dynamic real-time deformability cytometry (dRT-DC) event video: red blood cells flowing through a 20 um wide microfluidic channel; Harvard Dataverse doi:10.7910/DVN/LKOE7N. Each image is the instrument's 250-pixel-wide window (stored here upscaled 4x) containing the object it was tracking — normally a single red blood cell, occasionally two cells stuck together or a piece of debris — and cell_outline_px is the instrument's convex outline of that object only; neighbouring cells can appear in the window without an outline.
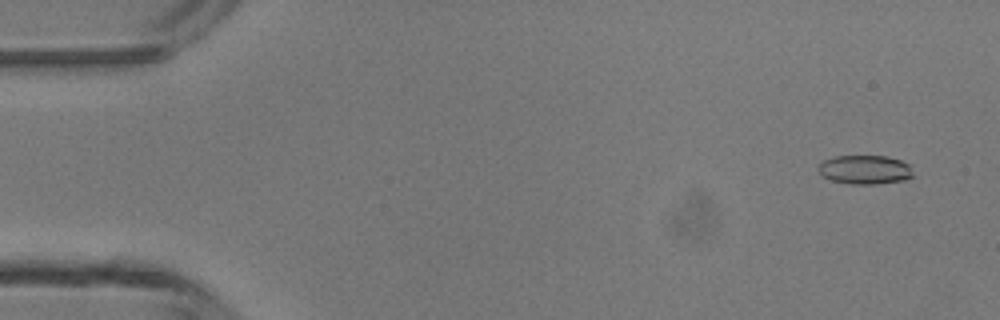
{"species": "common noctule bat (a hibernating species)", "species_latin": "Nyctalus noctula", "temperature_condition": "room temperature", "stored_images_in_passage": 4, "camera_frame_rate_fps": 3000, "um_per_image_px": 0.085, "animal": {"sex": "male", "body_mass_g": 13.3}, "frame": {"image": 1, "passage_image": 1, "time_ms": 0.0, "image_size_px": [1000, 320], "cell_outline_px": [[912, 176], [904, 180], [876, 184], [852, 184], [832, 180], [824, 176], [816, 168], [824, 160], [832, 156], [888, 156], [900, 160], [908, 164], [912, 172]], "centroid_in_image_um": [73.51, 14.41], "position_along_channel_um": 11.5, "area_um2": 15.9}}
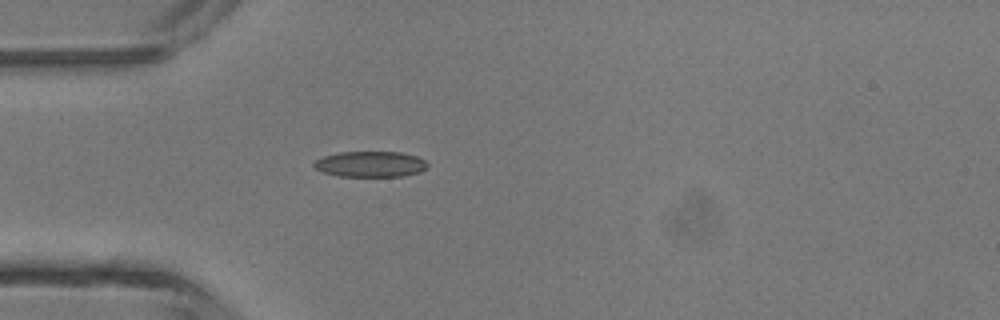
{"frame": {"image": 2, "passage_image": 4, "time_ms": 3.667, "image_size_px": [1000, 320], "cell_outline_px": [[428, 168], [420, 172], [404, 176], [340, 176], [324, 172], [316, 168], [312, 164], [316, 160], [324, 156], [340, 152], [400, 152], [416, 156], [424, 160], [428, 164]], "centroid_in_image_um": [31.52, 13.95], "position_along_channel_um": 53.5, "area_um2": 16.94}}